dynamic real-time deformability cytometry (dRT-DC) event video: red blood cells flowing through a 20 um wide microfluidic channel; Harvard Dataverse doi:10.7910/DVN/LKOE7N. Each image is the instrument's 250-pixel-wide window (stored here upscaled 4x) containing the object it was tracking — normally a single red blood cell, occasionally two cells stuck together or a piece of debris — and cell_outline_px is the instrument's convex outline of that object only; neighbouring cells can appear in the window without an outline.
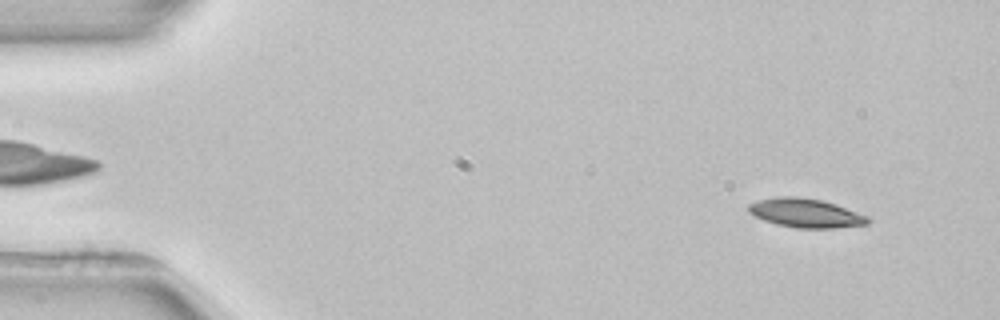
{"species": "common noctule bat (a hibernating species)", "species_latin": "Nyctalus noctula", "temperature_condition": "room temperature", "stored_images_in_passage": 4, "camera_frame_rate_fps": 3000, "um_per_image_px": 0.085, "animal": {"sex": "female", "body_mass_g": 22.7, "forearm_length_mm": 54.2}, "frame": {"image": 1, "passage_image": 1, "time_ms": 0.0, "image_size_px": [1000, 320], "cell_outline_px": [[872, 220], [868, 224], [836, 228], [796, 228], [776, 224], [764, 220], [748, 212], [748, 204], [760, 200], [780, 196], [796, 196], [820, 200], [836, 204], [868, 216]], "centroid_in_image_um": [68.51, 18.11], "position_along_channel_um": 16.5, "area_um2": 20.11}}
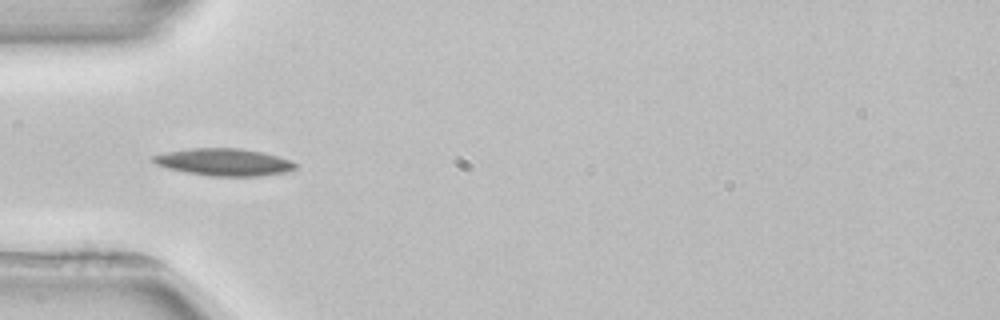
{"frame": {"image": 2, "passage_image": 3, "time_ms": 4.0, "image_size_px": [1000, 320], "cell_outline_px": [[296, 168], [288, 172], [260, 176], [208, 176], [184, 172], [168, 168], [156, 164], [152, 160], [152, 156], [164, 152], [188, 148], [240, 148], [260, 152], [292, 160], [296, 164]], "centroid_in_image_um": [19.03, 13.78], "position_along_channel_um": 66.0, "area_um2": 22.66}}